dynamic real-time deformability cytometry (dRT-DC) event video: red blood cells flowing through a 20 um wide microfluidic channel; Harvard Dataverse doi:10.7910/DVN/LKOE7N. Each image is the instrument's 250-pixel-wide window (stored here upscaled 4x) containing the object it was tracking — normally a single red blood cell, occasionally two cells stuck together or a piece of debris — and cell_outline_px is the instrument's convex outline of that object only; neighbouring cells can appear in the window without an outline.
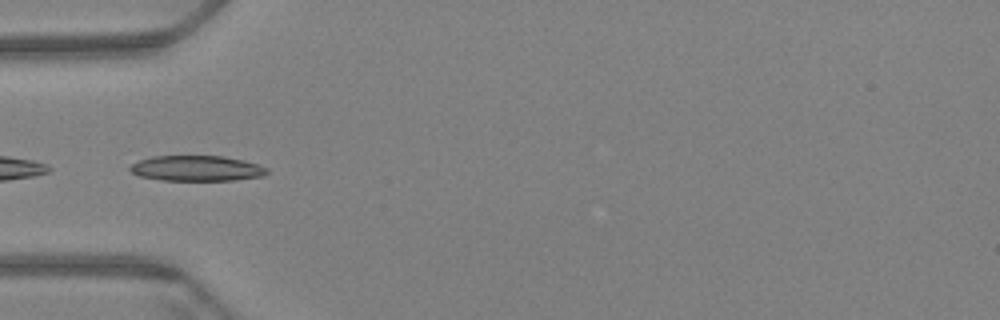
{"species": "Egyptian fruit bat (a non-hibernating species)", "species_latin": "Rousettus aegyptiacus", "temperature_condition": "warm", "stored_images_in_passage": 7, "camera_frame_rate_fps": 3000, "um_per_image_px": 0.085, "animal": {"sex": "female"}, "frame": {"image": 1, "passage_image": 1, "time_ms": 0.0, "image_size_px": [1000, 320], "cell_outline_px": [[268, 172], [264, 176], [236, 180], [164, 180], [140, 176], [132, 172], [128, 168], [132, 164], [140, 160], [152, 156], [224, 156], [244, 160], [260, 164], [268, 168]], "centroid_in_image_um": [16.78, 14.3], "position_along_channel_um": 68.2, "area_um2": 20.35}}
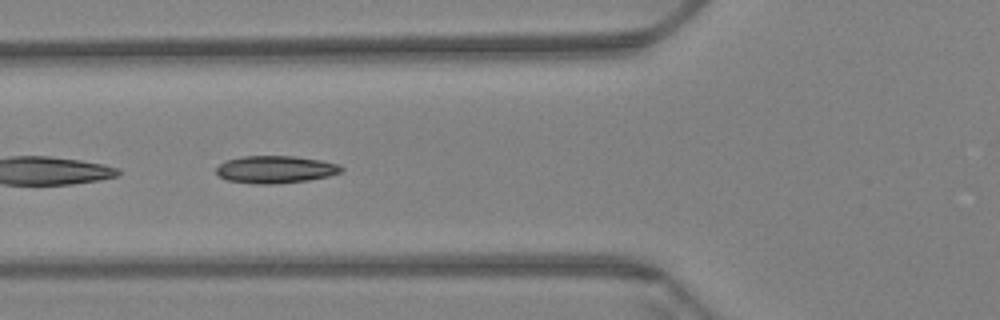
{"frame": {"image": 2, "passage_image": 4, "time_ms": 1.0, "image_size_px": [1000, 320], "cell_outline_px": [[344, 168], [340, 172], [328, 176], [308, 180], [272, 184], [256, 184], [228, 180], [220, 176], [216, 172], [216, 168], [224, 160], [244, 156], [296, 156], [320, 160], [340, 164]], "centroid_in_image_um": [23.41, 14.39], "position_along_channel_um": 102.4, "area_um2": 19.94}}